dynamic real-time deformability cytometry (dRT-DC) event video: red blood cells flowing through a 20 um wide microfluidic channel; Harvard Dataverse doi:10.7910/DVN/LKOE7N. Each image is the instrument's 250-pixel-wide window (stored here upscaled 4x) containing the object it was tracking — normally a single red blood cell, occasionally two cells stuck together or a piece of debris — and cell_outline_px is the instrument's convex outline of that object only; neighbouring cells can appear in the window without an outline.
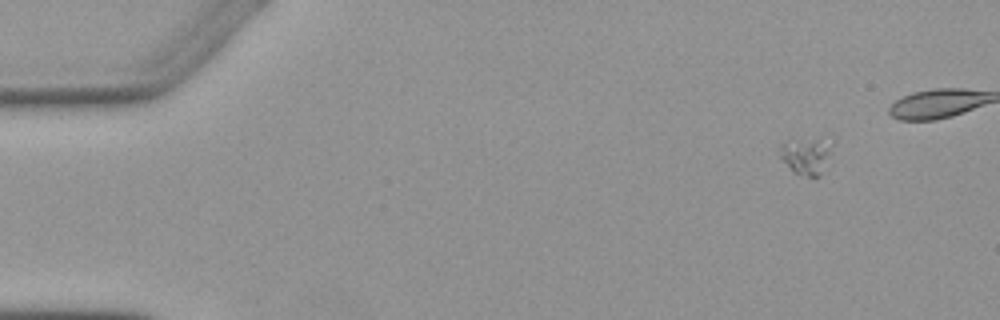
{"species": "Egyptian fruit bat (a non-hibernating species)", "species_latin": "Rousettus aegyptiacus", "temperature_condition": "warm", "stored_images_in_passage": 2, "camera_frame_rate_fps": 3000, "um_per_image_px": 0.085, "animal": {"sex": "female"}, "frame": {"image": 1, "passage_image": 2, "time_ms": 2.0, "image_size_px": [1000, 320], "cell_outline_px": [[836, 140], [820, 176], [816, 180], [792, 172], [780, 156], [780, 144], [788, 140], [832, 132]], "centroid_in_image_um": [68.67, 13.1], "position_along_channel_um": 16.3, "area_um2": 12.77}}